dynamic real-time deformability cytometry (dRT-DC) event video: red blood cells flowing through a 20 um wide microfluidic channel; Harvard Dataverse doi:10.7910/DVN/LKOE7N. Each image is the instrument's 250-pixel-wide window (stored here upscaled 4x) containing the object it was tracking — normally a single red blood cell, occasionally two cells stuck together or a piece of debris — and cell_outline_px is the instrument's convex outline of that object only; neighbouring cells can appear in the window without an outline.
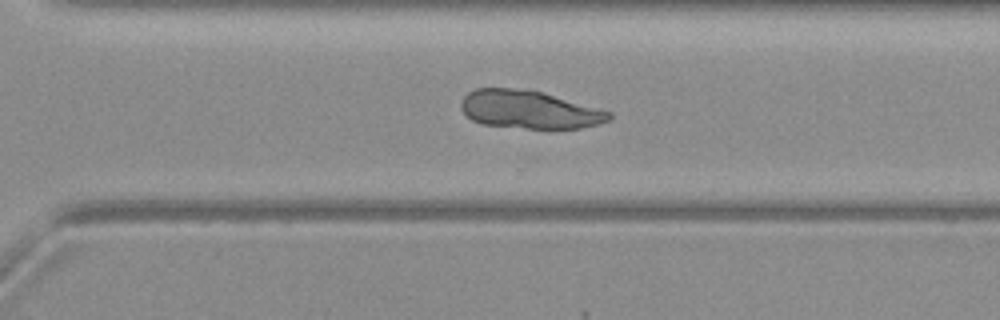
{"species": "common noctule bat (a hibernating species)", "species_latin": "Nyctalus noctula", "temperature_condition": "warm", "stored_images_in_passage": 72, "camera_frame_rate_fps": 3000, "um_per_image_px": 0.085, "animal": {"sex": "female", "body_mass_g": 19.3, "forearm_length_mm": 54.1}, "frame": {"image": 1, "passage_image": 51, "time_ms": 16.667, "image_size_px": [1000, 320], "cell_outline_px": [[612, 116], [608, 120], [600, 124], [580, 128], [528, 128], [480, 124], [472, 120], [460, 108], [460, 104], [464, 96], [468, 92], [476, 88], [512, 88], [540, 92], [612, 112]], "centroid_in_image_um": [44.95, 9.32], "position_along_channel_um": 325.7, "area_um2": 32.43}}